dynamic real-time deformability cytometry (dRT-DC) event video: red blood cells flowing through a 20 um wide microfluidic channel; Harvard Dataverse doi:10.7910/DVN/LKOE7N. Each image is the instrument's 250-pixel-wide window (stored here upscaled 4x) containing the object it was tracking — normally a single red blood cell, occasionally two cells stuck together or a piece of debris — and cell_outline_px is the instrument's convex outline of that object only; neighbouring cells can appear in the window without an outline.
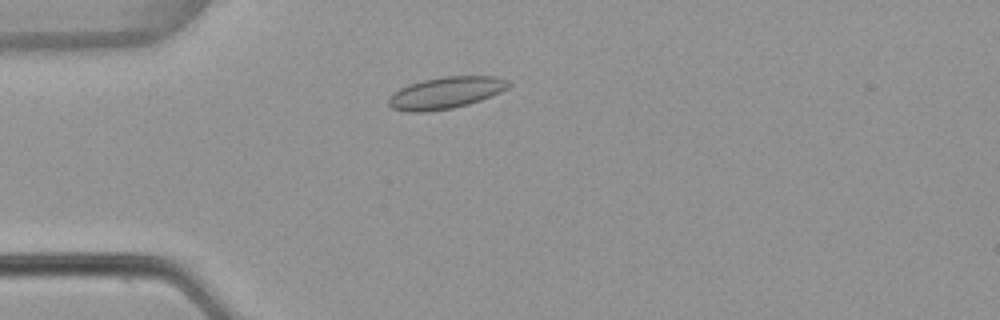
{"species": "common noctule bat (a hibernating species)", "species_latin": "Nyctalus noctula", "temperature_condition": "warm", "stored_images_in_passage": 48, "camera_frame_rate_fps": 3000, "um_per_image_px": 0.085, "animal": {"sex": "female", "body_mass_g": 22.7, "forearm_length_mm": 54.2}, "frame": {"image": 1, "passage_image": 9, "time_ms": 2.667, "image_size_px": [1000, 320], "cell_outline_px": [[512, 84], [508, 88], [500, 92], [480, 100], [468, 104], [452, 108], [424, 112], [408, 112], [392, 108], [388, 104], [388, 100], [400, 88], [408, 84], [424, 80], [444, 76], [500, 76], [512, 80]], "centroid_in_image_um": [37.96, 7.87], "position_along_channel_um": 47.0, "area_um2": 22.25}}
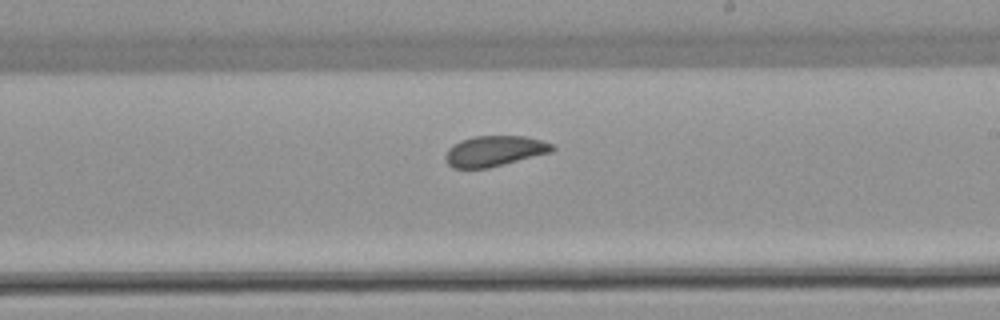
{"frame": {"image": 2, "passage_image": 26, "time_ms": 8.333, "image_size_px": [1000, 320], "cell_outline_px": [[556, 148], [552, 152], [488, 168], [452, 168], [448, 164], [444, 156], [448, 148], [452, 144], [460, 140], [472, 136], [524, 136], [540, 140], [552, 144]], "centroid_in_image_um": [42.0, 12.83], "position_along_channel_um": 247.0, "area_um2": 19.07}}
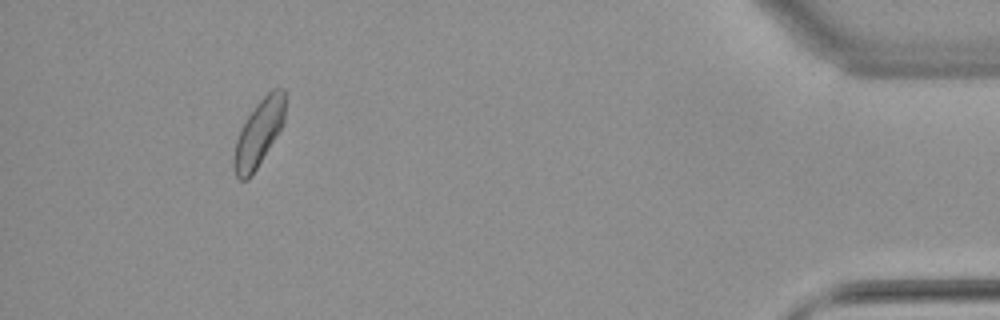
{"frame": {"image": 3, "passage_image": 44, "time_ms": 14.333, "image_size_px": [1000, 320], "cell_outline_px": [[284, 124], [252, 176], [248, 180], [240, 180], [236, 176], [232, 164], [232, 160], [236, 140], [248, 116], [256, 104], [272, 88], [284, 88]], "centroid_in_image_um": [21.99, 11.35], "position_along_channel_um": 413.2, "area_um2": 19.77}, "authors_computed_cell_mechanics": {"area_um2": 19.7965, "velocity_mm_per_s": 3.8293, "shape_relaxation_time_tau1_ms": null, "shape_relaxation_time_tau2_ms": 0.8072, "deformation_change_tau1": null, "deformation_change_tau2": 0.043}}